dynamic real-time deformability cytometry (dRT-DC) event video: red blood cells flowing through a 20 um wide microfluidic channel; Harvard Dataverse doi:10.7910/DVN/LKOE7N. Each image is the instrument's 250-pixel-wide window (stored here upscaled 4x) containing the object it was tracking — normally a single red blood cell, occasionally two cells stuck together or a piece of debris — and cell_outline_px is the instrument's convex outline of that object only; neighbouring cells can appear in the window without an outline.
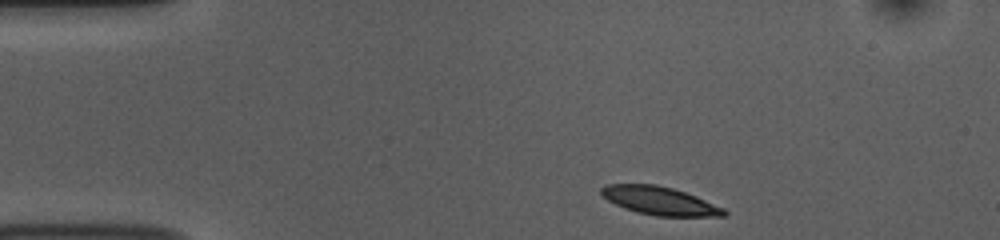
{"species": "common noctule bat (a hibernating species)", "species_latin": "Nyctalus noctula", "temperature_condition": "room temperature", "stored_images_in_passage": 45, "camera_frame_rate_fps": 3000, "um_per_image_px": 0.085, "animal": {"sex": "female", "body_mass_g": 10.0, "forearm_length_mm": 53.1}, "frame": {"image": 1, "passage_image": 1, "time_ms": 0.0, "image_size_px": [1000, 240], "cell_outline_px": [[728, 212], [724, 216], [656, 216], [636, 212], [624, 208], [608, 200], [600, 192], [600, 188], [608, 184], [656, 184], [672, 188], [696, 196], [724, 208]], "centroid_in_image_um": [56.08, 17.07], "position_along_channel_um": 28.9, "area_um2": 20.06}}
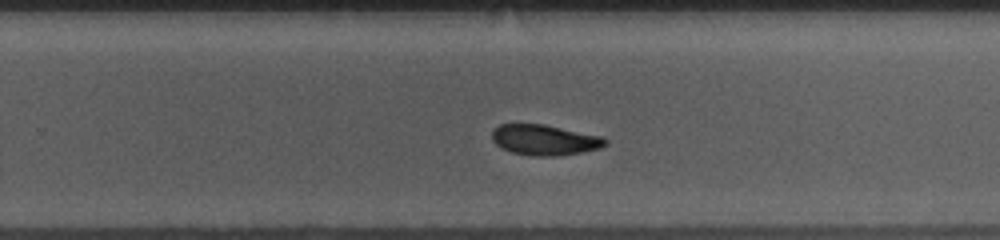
{"frame": {"image": 2, "passage_image": 26, "time_ms": 8.333, "image_size_px": [1000, 240], "cell_outline_px": [[608, 144], [600, 148], [580, 152], [556, 156], [532, 156], [512, 152], [500, 148], [492, 140], [492, 132], [500, 124], [544, 124], [604, 136], [608, 140]], "centroid_in_image_um": [46.32, 11.89], "position_along_channel_um": 283.5, "area_um2": 20.29}}
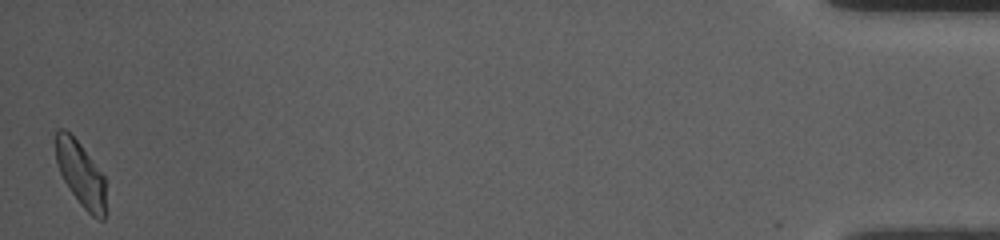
{"frame": {"image": 3, "passage_image": 45, "time_ms": 14.667, "image_size_px": [1000, 240], "cell_outline_px": [[104, 220], [100, 220], [92, 216], [80, 204], [64, 180], [60, 172], [56, 160], [56, 132], [60, 128], [64, 128], [80, 144], [104, 176]], "centroid_in_image_um": [6.85, 14.78], "position_along_channel_um": 428.4, "area_um2": 18.32}, "authors_computed_cell_mechanics": {"area_um2": 20.4612, "velocity_mm_per_s": 3.7152, "shape_relaxation_time_tau1_ms": 4.3737, "shape_relaxation_time_tau2_ms": 9.4203, "deformation_change_tau1": 0.1149, "deformation_change_tau2": 0.1337}}